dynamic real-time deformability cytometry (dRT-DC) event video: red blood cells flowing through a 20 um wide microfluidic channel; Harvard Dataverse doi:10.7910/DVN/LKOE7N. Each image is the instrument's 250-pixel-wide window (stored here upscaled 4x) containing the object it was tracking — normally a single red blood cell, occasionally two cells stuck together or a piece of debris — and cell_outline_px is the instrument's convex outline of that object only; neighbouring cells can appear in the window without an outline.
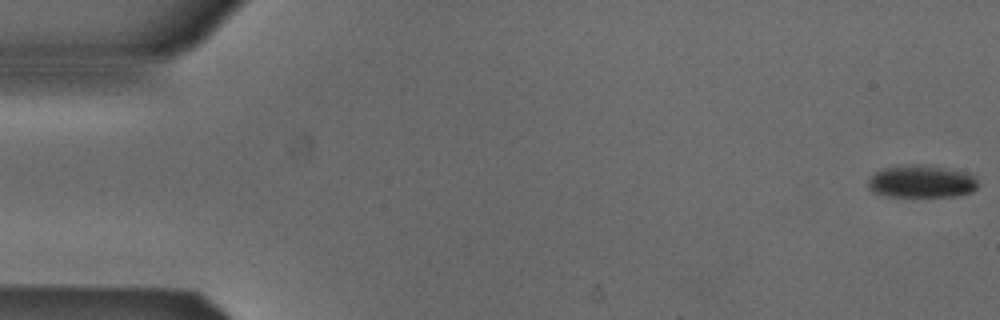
{"species": "Egyptian fruit bat (a non-hibernating species)", "species_latin": "Rousettus aegyptiacus", "temperature_condition": "cold", "stored_images_in_passage": 53, "camera_frame_rate_fps": 3000, "um_per_image_px": 0.085, "animal": {"sex": "male"}, "frame": {"image": 1, "passage_image": 1, "time_ms": 0.0, "image_size_px": [1000, 320], "cell_outline_px": [[976, 188], [972, 192], [956, 196], [888, 196], [872, 192], [868, 188], [868, 180], [880, 168], [908, 164], [920, 164], [944, 168], [964, 172], [976, 176]], "centroid_in_image_um": [78.29, 15.42], "position_along_channel_um": 6.7, "area_um2": 20.81}}
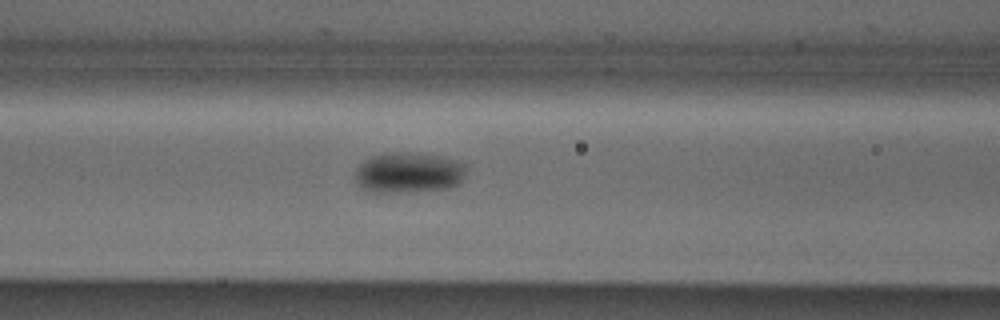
{"frame": {"image": 2, "passage_image": 22, "time_ms": 7.0, "image_size_px": [1000, 320], "cell_outline_px": [[464, 176], [460, 184], [448, 188], [416, 192], [364, 192], [356, 184], [356, 168], [364, 160], [372, 156], [384, 152], [408, 152], [436, 156], [452, 160], [464, 164]], "centroid_in_image_um": [34.66, 14.7], "position_along_channel_um": 131.9, "area_um2": 26.47}}
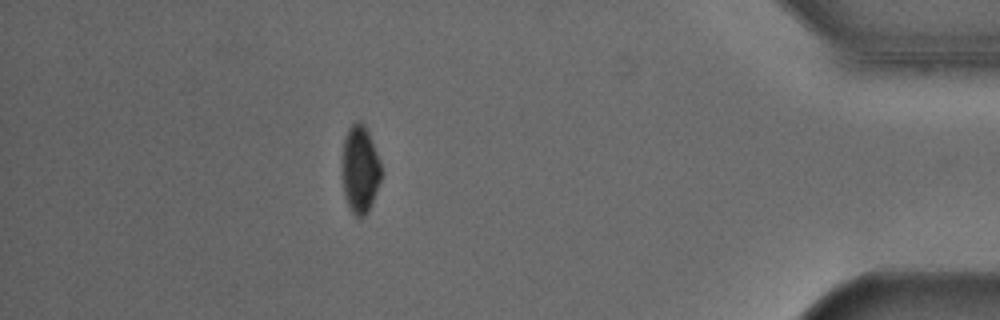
{"frame": {"image": 3, "passage_image": 47, "time_ms": 15.333, "image_size_px": [1000, 320], "cell_outline_px": [[384, 172], [372, 204], [368, 212], [360, 220], [348, 208], [344, 196], [340, 176], [344, 140], [348, 128], [356, 120], [360, 120], [364, 124], [368, 132], [380, 160]], "centroid_in_image_um": [30.59, 14.44], "position_along_channel_um": 404.6, "area_um2": 20.81}}